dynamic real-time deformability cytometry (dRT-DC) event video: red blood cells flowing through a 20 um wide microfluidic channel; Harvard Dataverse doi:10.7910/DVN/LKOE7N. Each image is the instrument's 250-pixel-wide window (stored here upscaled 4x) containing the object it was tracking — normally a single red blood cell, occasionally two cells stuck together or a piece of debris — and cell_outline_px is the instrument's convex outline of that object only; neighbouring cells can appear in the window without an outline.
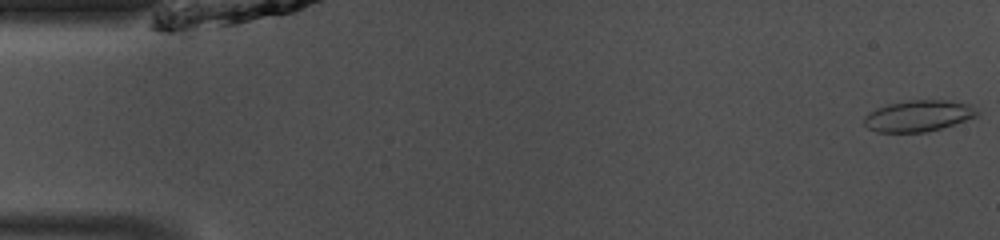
{"species": "common noctule bat (a hibernating species)", "species_latin": "Nyctalus noctula", "temperature_condition": "room temperature", "stored_images_in_passage": 48, "camera_frame_rate_fps": 3000, "um_per_image_px": 0.085, "animal": {"sex": "male", "body_mass_g": 13.0, "forearm_length_mm": 53.1}, "frame": {"image": 1, "passage_image": 1, "time_ms": 0.0, "image_size_px": [1000, 240], "cell_outline_px": [[980, 112], [976, 116], [940, 128], [924, 132], [876, 132], [868, 128], [864, 124], [864, 116], [876, 108], [888, 104], [912, 100], [948, 100], [968, 104]], "centroid_in_image_um": [78.02, 9.84], "position_along_channel_um": 7.0, "area_um2": 20.29}}
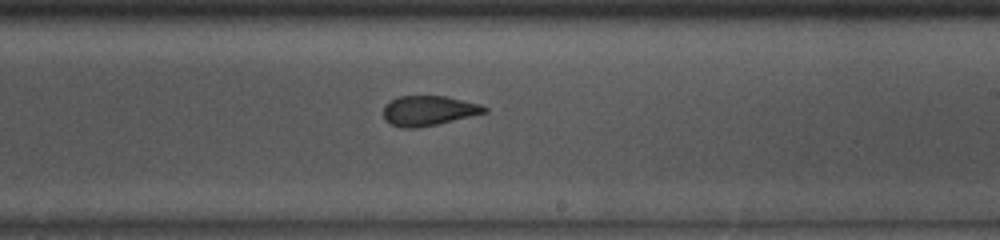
{"frame": {"image": 2, "passage_image": 28, "time_ms": 9.0, "image_size_px": [1000, 240], "cell_outline_px": [[488, 112], [436, 124], [416, 128], [400, 128], [384, 120], [384, 104], [400, 96], [444, 96], [480, 104], [488, 108]], "centroid_in_image_um": [36.41, 9.41], "position_along_channel_um": 252.6, "area_um2": 17.46}}
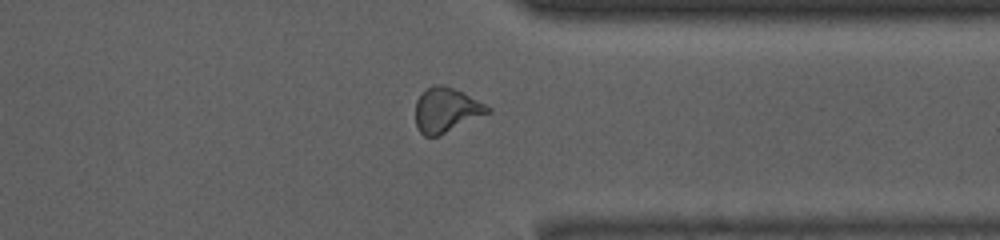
{"frame": {"image": 3, "passage_image": 37, "time_ms": 12.0, "image_size_px": [1000, 240], "cell_outline_px": [[492, 112], [440, 136], [424, 136], [420, 132], [416, 124], [416, 100], [428, 88], [436, 84], [444, 84], [492, 108]], "centroid_in_image_um": [37.94, 9.39], "position_along_channel_um": 373.5, "area_um2": 18.61}, "authors_computed_cell_mechanics": {"area_um2": 18.7272, "velocity_mm_per_s": 4.115, "shape_relaxation_time_tau1_ms": 7.4482, "shape_relaxation_time_tau2_ms": 1.4299, "deformation_change_tau1": 0.1582, "deformation_change_tau2": 0.0602}}